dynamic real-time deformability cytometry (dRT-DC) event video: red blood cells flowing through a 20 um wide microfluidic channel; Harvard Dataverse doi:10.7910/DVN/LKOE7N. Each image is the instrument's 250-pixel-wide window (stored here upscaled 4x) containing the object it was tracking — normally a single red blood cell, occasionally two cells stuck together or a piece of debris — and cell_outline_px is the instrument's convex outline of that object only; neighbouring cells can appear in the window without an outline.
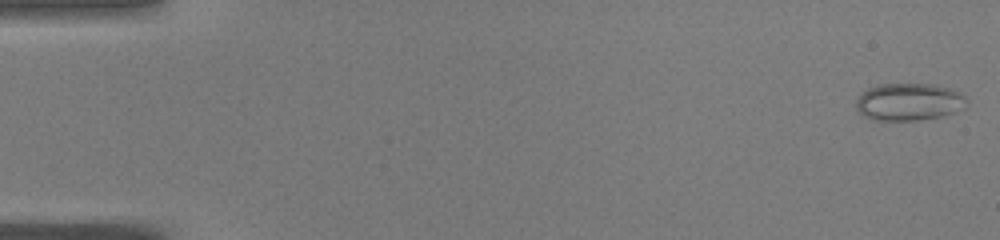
{"species": "common noctule bat (a hibernating species)", "species_latin": "Nyctalus noctula", "temperature_condition": "warm", "stored_images_in_passage": 9, "camera_frame_rate_fps": 3000, "um_per_image_px": 0.085, "animal": {"sex": "male", "body_mass_g": 19.0, "forearm_length_mm": 50.8}, "frame": {"image": 1, "passage_image": 1, "time_ms": 0.0, "image_size_px": [1000, 240], "cell_outline_px": [[968, 100], [964, 108], [956, 112], [940, 116], [916, 120], [876, 120], [864, 116], [856, 108], [856, 100], [860, 92], [876, 84], [932, 84], [948, 88], [960, 92]], "centroid_in_image_um": [77.24, 8.65], "position_along_channel_um": 7.8, "area_um2": 24.16}}